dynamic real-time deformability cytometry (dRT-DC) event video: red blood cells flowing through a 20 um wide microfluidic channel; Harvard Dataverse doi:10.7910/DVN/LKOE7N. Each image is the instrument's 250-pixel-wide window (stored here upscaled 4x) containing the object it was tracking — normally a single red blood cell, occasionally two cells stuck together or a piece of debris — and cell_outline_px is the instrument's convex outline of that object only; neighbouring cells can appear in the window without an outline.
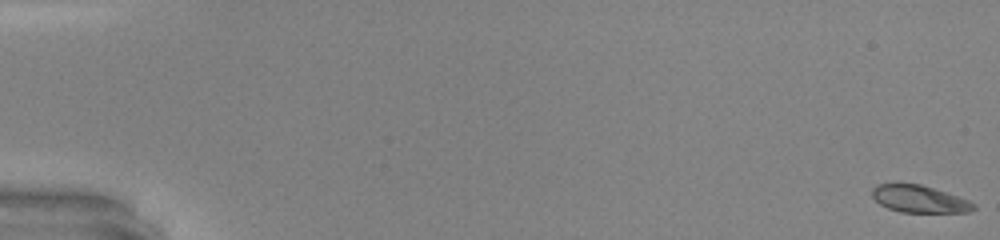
{"species": "common noctule bat (a hibernating species)", "species_latin": "Nyctalus noctula", "temperature_condition": "warm", "stored_images_in_passage": 49, "camera_frame_rate_fps": 3000, "um_per_image_px": 0.085, "animal": {"sex": "male", "body_mass_g": 20.0, "forearm_length_mm": 53.3}, "frame": {"image": 1, "passage_image": 1, "time_ms": 0.0, "image_size_px": [1000, 240], "cell_outline_px": [[976, 208], [968, 212], [900, 212], [888, 208], [880, 204], [872, 196], [872, 188], [876, 184], [920, 184], [968, 200], [976, 204]], "centroid_in_image_um": [78.12, 16.92], "position_along_channel_um": 6.9, "area_um2": 15.84}}
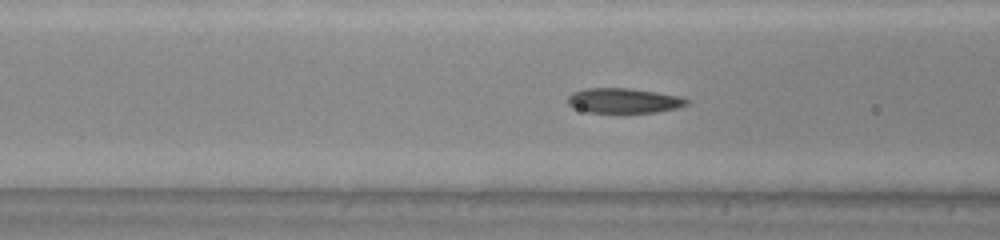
{"frame": {"image": 2, "passage_image": 21, "time_ms": 6.667, "image_size_px": [1000, 240], "cell_outline_px": [[688, 104], [676, 108], [656, 112], [588, 112], [572, 108], [568, 104], [568, 96], [572, 92], [584, 88], [628, 88], [656, 92], [680, 96], [688, 100]], "centroid_in_image_um": [52.97, 8.55], "position_along_channel_um": 113.6, "area_um2": 17.22}}
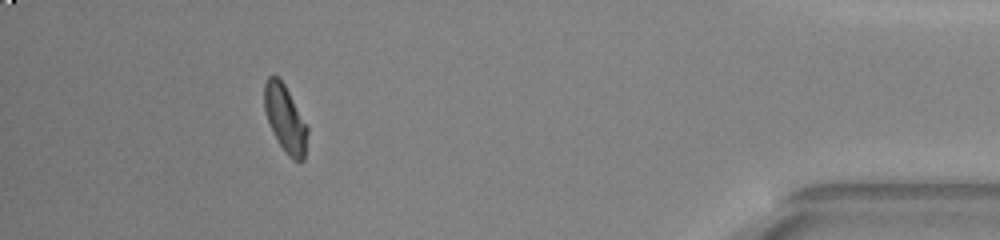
{"frame": {"image": 3, "passage_image": 45, "time_ms": 14.667, "image_size_px": [1000, 240], "cell_outline_px": [[308, 132], [304, 160], [300, 164], [292, 160], [288, 156], [276, 140], [268, 124], [264, 108], [264, 84], [268, 76], [276, 76], [284, 84], [308, 128]], "centroid_in_image_um": [24.23, 10.16], "position_along_channel_um": 411.0, "area_um2": 16.94}, "authors_computed_cell_mechanics": {"area_um2": 17.34, "velocity_mm_per_s": 4.3585, "shape_relaxation_time_tau1_ms": 6.1367, "shape_relaxation_time_tau2_ms": 1.7359, "deformation_change_tau1": 0.2034, "deformation_change_tau2": 0.0616}}